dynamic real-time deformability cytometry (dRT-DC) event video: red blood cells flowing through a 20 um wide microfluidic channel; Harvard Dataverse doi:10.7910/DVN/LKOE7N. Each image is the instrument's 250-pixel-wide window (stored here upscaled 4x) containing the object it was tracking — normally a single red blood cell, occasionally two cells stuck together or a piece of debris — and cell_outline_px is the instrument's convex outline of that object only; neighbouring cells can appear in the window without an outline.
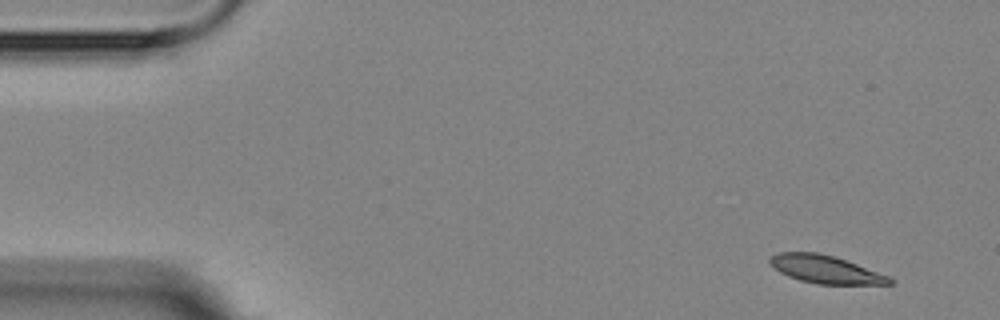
{"species": "Egyptian fruit bat (a non-hibernating species)", "species_latin": "Rousettus aegyptiacus", "temperature_condition": "room temperature", "stored_images_in_passage": 4, "camera_frame_rate_fps": 3000, "um_per_image_px": 0.085, "animal": {"sex": "female"}, "frame": {"image": 1, "passage_image": 1, "time_ms": 0.0, "image_size_px": [1000, 320], "cell_outline_px": [[896, 280], [892, 284], [816, 284], [800, 280], [788, 276], [780, 272], [768, 260], [772, 256], [780, 252], [816, 252], [836, 256], [888, 276]], "centroid_in_image_um": [70.19, 22.89], "position_along_channel_um": 14.8, "area_um2": 19.31}}
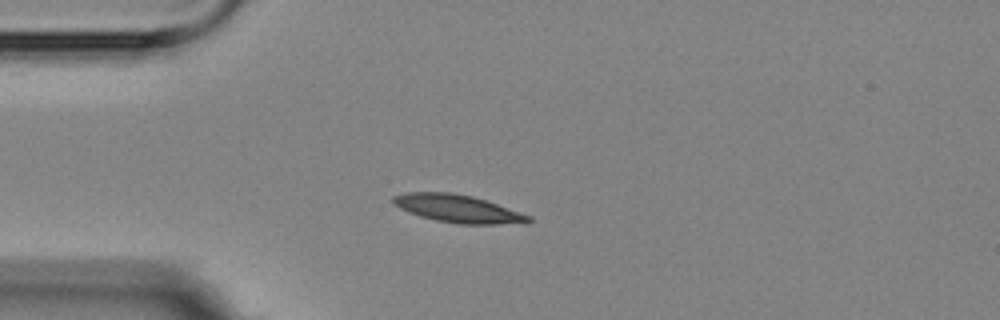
{"frame": {"image": 2, "passage_image": 4, "time_ms": 3.333, "image_size_px": [1000, 320], "cell_outline_px": [[532, 220], [528, 224], [456, 224], [436, 220], [420, 216], [400, 208], [392, 200], [392, 196], [408, 192], [452, 192], [472, 196], [532, 216]], "centroid_in_image_um": [38.97, 17.75], "position_along_channel_um": 46.0, "area_um2": 21.85}}